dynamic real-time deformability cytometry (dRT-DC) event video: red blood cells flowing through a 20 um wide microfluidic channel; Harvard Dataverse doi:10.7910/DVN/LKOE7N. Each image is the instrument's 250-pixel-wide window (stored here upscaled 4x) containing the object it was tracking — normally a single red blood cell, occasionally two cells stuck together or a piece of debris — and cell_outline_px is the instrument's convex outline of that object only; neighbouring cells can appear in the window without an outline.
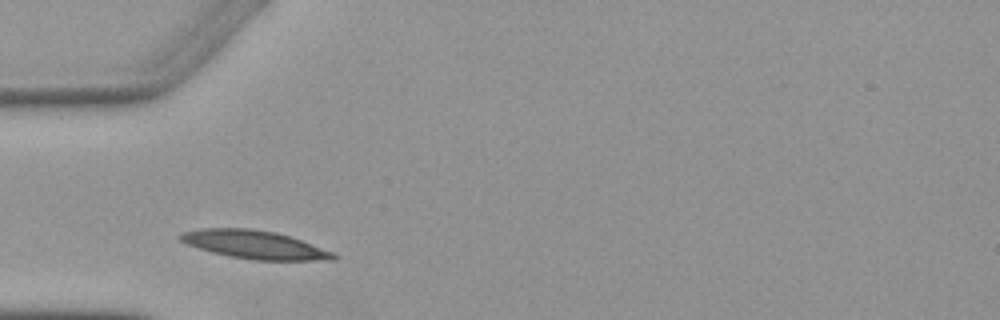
{"species": "Egyptian fruit bat (a non-hibernating species)", "species_latin": "Rousettus aegyptiacus", "temperature_condition": "warm", "stored_images_in_passage": 3, "camera_frame_rate_fps": 3000, "um_per_image_px": 0.085, "animal": {"sex": "female"}, "frame": {"image": 1, "passage_image": 2, "time_ms": 1.0, "image_size_px": [1000, 320], "cell_outline_px": [[336, 260], [252, 260], [228, 256], [212, 252], [188, 244], [180, 240], [176, 236], [184, 232], [200, 228], [252, 228], [276, 232], [300, 240], [332, 252], [336, 256]], "centroid_in_image_um": [21.59, 20.79], "position_along_channel_um": 63.4, "area_um2": 24.97}}